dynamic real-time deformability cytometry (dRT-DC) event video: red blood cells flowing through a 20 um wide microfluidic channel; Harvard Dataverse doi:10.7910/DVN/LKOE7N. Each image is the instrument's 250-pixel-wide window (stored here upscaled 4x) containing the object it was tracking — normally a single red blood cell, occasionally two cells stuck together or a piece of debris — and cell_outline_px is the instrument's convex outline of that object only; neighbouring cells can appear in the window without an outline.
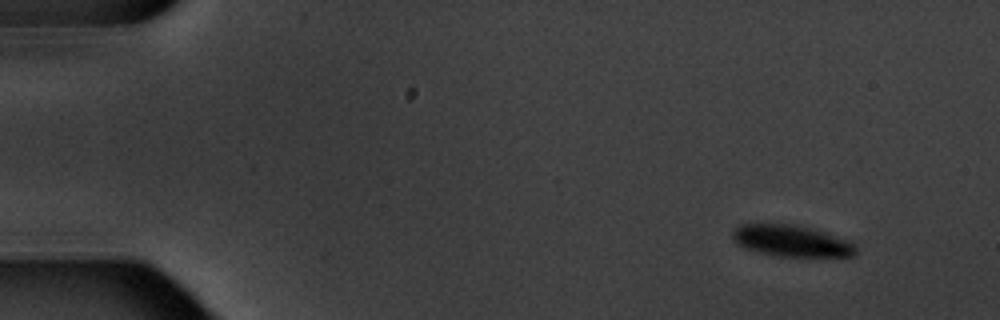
{"species": "common noctule bat (a hibernating species)", "species_latin": "Nyctalus noctula", "temperature_condition": "warm", "stored_images_in_passage": 10, "camera_frame_rate_fps": 3000, "um_per_image_px": 0.085, "animal": {"sex": "male", "body_mass_g": 20.1, "forearm_length_mm": 53.5}, "frame": {"image": 1, "passage_image": 1, "time_ms": 0.0, "image_size_px": [1000, 320], "cell_outline_px": [[856, 252], [852, 256], [776, 256], [744, 248], [736, 244], [732, 236], [732, 232], [740, 224], [796, 224], [824, 232], [848, 240], [856, 244]], "centroid_in_image_um": [67.26, 20.47], "position_along_channel_um": 17.7, "area_um2": 22.48}}
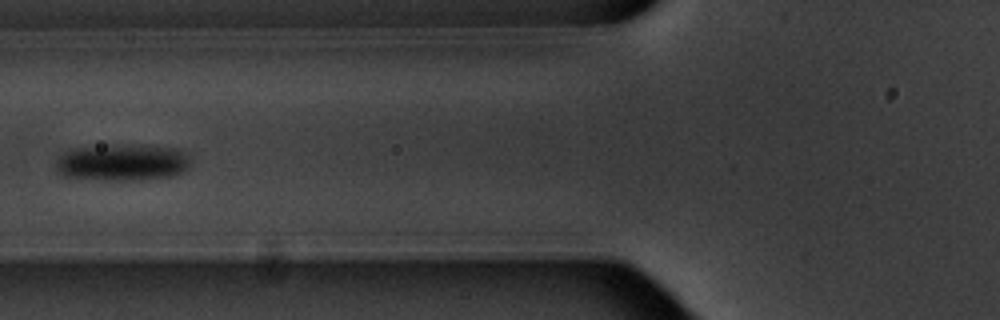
{"frame": {"image": 2, "passage_image": 6, "time_ms": 6.0, "image_size_px": [1000, 320], "cell_outline_px": [[188, 168], [184, 172], [172, 176], [140, 180], [104, 180], [60, 176], [56, 168], [56, 164], [60, 156], [64, 152], [72, 148], [116, 144], [180, 148], [188, 152]], "centroid_in_image_um": [10.4, 13.8], "position_along_channel_um": 115.4, "area_um2": 29.19}}
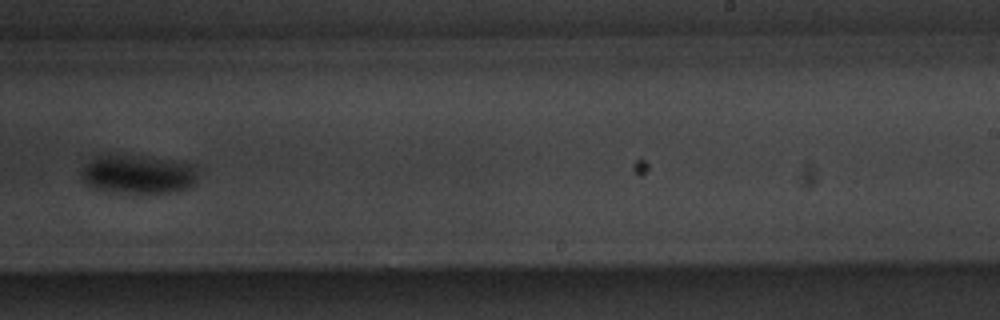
{"frame": {"image": 3, "passage_image": 10, "time_ms": 10.667, "image_size_px": [1000, 320], "cell_outline_px": [[196, 180], [188, 188], [176, 192], [136, 196], [120, 196], [100, 192], [92, 188], [80, 176], [80, 172], [96, 156], [132, 156], [176, 160], [192, 164], [196, 168]], "centroid_in_image_um": [11.72, 14.92], "position_along_channel_um": 277.3, "area_um2": 27.34}}